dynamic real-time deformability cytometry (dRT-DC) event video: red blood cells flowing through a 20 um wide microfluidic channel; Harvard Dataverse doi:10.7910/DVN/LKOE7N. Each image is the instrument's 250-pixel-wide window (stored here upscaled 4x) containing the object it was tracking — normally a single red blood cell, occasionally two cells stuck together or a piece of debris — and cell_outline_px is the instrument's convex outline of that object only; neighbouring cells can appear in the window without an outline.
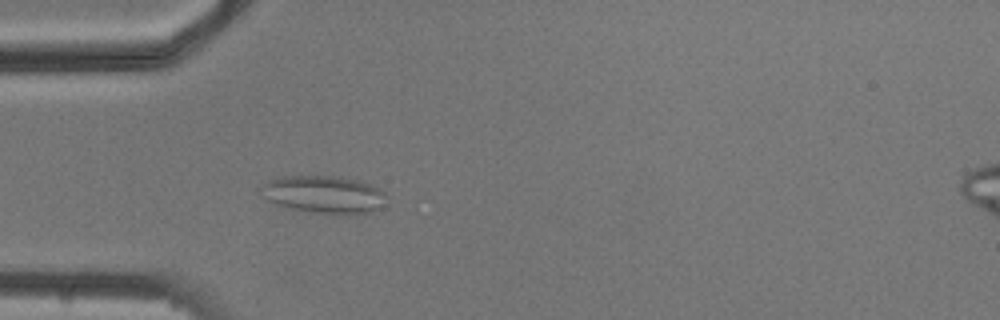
{"species": "common noctule bat (a hibernating species)", "species_latin": "Nyctalus noctula", "temperature_condition": "cold", "stored_images_in_passage": 4, "camera_frame_rate_fps": 3000, "um_per_image_px": 0.085, "animal": {"sex": "male", "body_mass_g": 20.5, "forearm_length_mm": 52.5}, "frame": {"image": 1, "passage_image": 4, "time_ms": 3.667, "image_size_px": [1000, 320], "cell_outline_px": [[384, 208], [368, 212], [308, 212], [276, 204], [268, 200], [256, 192], [268, 180], [280, 176], [336, 176], [360, 180], [384, 192]], "centroid_in_image_um": [27.45, 16.5], "position_along_channel_um": 57.5, "area_um2": 27.05}}